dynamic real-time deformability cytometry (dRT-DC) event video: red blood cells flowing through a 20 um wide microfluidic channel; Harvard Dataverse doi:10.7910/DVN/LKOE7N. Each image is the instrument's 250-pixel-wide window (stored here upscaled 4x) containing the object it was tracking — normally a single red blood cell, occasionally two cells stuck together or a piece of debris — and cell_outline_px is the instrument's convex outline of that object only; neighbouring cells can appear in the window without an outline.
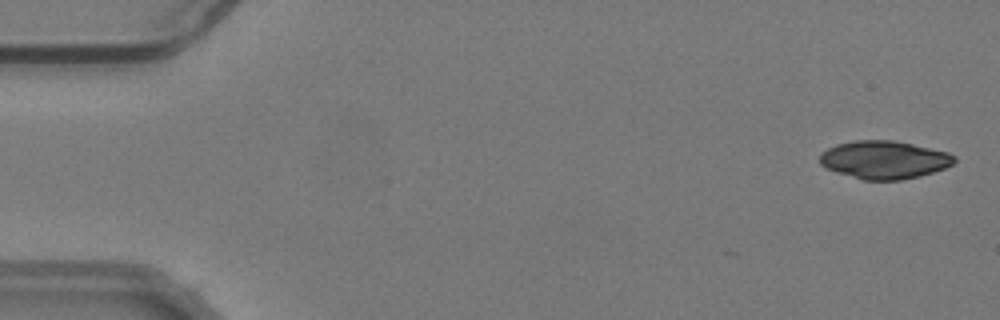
{"species": "common noctule bat (a hibernating species)", "species_latin": "Nyctalus noctula", "temperature_condition": "warm", "stored_images_in_passage": 12, "camera_frame_rate_fps": 3000, "um_per_image_px": 0.085, "animal": {"sex": "male", "body_mass_g": 19.2, "forearm_length_mm": 51.8}, "frame": {"image": 1, "passage_image": 2, "time_ms": 0.333, "image_size_px": [1000, 320], "cell_outline_px": [[956, 160], [952, 164], [944, 168], [920, 176], [900, 180], [864, 180], [836, 172], [820, 164], [820, 152], [836, 144], [856, 140], [892, 140], [912, 144], [948, 152], [956, 156]], "centroid_in_image_um": [75.15, 13.58], "position_along_channel_um": 9.9, "area_um2": 29.71}}